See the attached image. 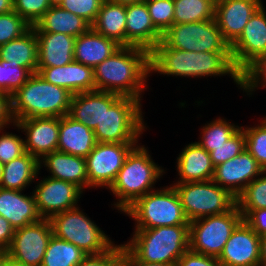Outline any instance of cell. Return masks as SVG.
Here are the masks:
<instances>
[{
  "label": "cell",
  "instance_id": "8992f818",
  "mask_svg": "<svg viewBox=\"0 0 266 266\" xmlns=\"http://www.w3.org/2000/svg\"><path fill=\"white\" fill-rule=\"evenodd\" d=\"M123 213L135 221L134 229L189 225L173 185L157 188L139 197Z\"/></svg>",
  "mask_w": 266,
  "mask_h": 266
},
{
  "label": "cell",
  "instance_id": "6f0895ef",
  "mask_svg": "<svg viewBox=\"0 0 266 266\" xmlns=\"http://www.w3.org/2000/svg\"><path fill=\"white\" fill-rule=\"evenodd\" d=\"M64 0H49L50 4L52 6H58L60 5Z\"/></svg>",
  "mask_w": 266,
  "mask_h": 266
},
{
  "label": "cell",
  "instance_id": "f546056e",
  "mask_svg": "<svg viewBox=\"0 0 266 266\" xmlns=\"http://www.w3.org/2000/svg\"><path fill=\"white\" fill-rule=\"evenodd\" d=\"M91 27L121 46H126V5L104 0Z\"/></svg>",
  "mask_w": 266,
  "mask_h": 266
},
{
  "label": "cell",
  "instance_id": "2e32d148",
  "mask_svg": "<svg viewBox=\"0 0 266 266\" xmlns=\"http://www.w3.org/2000/svg\"><path fill=\"white\" fill-rule=\"evenodd\" d=\"M18 132H25V150L38 161L45 155L57 151L59 141V118L36 117L14 121Z\"/></svg>",
  "mask_w": 266,
  "mask_h": 266
},
{
  "label": "cell",
  "instance_id": "e0dca14e",
  "mask_svg": "<svg viewBox=\"0 0 266 266\" xmlns=\"http://www.w3.org/2000/svg\"><path fill=\"white\" fill-rule=\"evenodd\" d=\"M263 172L256 159L245 149L233 159L216 166L213 181L237 198Z\"/></svg>",
  "mask_w": 266,
  "mask_h": 266
},
{
  "label": "cell",
  "instance_id": "ee69618b",
  "mask_svg": "<svg viewBox=\"0 0 266 266\" xmlns=\"http://www.w3.org/2000/svg\"><path fill=\"white\" fill-rule=\"evenodd\" d=\"M266 88V58L257 61L242 75V91L251 97L256 89Z\"/></svg>",
  "mask_w": 266,
  "mask_h": 266
},
{
  "label": "cell",
  "instance_id": "8fae6325",
  "mask_svg": "<svg viewBox=\"0 0 266 266\" xmlns=\"http://www.w3.org/2000/svg\"><path fill=\"white\" fill-rule=\"evenodd\" d=\"M167 47L195 52H231L216 19L173 24L161 40Z\"/></svg>",
  "mask_w": 266,
  "mask_h": 266
},
{
  "label": "cell",
  "instance_id": "7402d4cb",
  "mask_svg": "<svg viewBox=\"0 0 266 266\" xmlns=\"http://www.w3.org/2000/svg\"><path fill=\"white\" fill-rule=\"evenodd\" d=\"M119 97L115 93L97 90L74 94L68 116L94 131L104 115L105 107H110Z\"/></svg>",
  "mask_w": 266,
  "mask_h": 266
},
{
  "label": "cell",
  "instance_id": "7dc6e473",
  "mask_svg": "<svg viewBox=\"0 0 266 266\" xmlns=\"http://www.w3.org/2000/svg\"><path fill=\"white\" fill-rule=\"evenodd\" d=\"M243 221L259 236L266 234V208L239 209Z\"/></svg>",
  "mask_w": 266,
  "mask_h": 266
},
{
  "label": "cell",
  "instance_id": "d4e9b609",
  "mask_svg": "<svg viewBox=\"0 0 266 266\" xmlns=\"http://www.w3.org/2000/svg\"><path fill=\"white\" fill-rule=\"evenodd\" d=\"M0 215L9 221L15 230L42 219L38 213L33 193L26 195L23 191L1 187Z\"/></svg>",
  "mask_w": 266,
  "mask_h": 266
},
{
  "label": "cell",
  "instance_id": "e575fe53",
  "mask_svg": "<svg viewBox=\"0 0 266 266\" xmlns=\"http://www.w3.org/2000/svg\"><path fill=\"white\" fill-rule=\"evenodd\" d=\"M241 126L235 125L226 120L223 117H217L213 119L201 128L199 141L197 143L201 145L208 153L211 152V147H220L229 138H231Z\"/></svg>",
  "mask_w": 266,
  "mask_h": 266
},
{
  "label": "cell",
  "instance_id": "5bb4252c",
  "mask_svg": "<svg viewBox=\"0 0 266 266\" xmlns=\"http://www.w3.org/2000/svg\"><path fill=\"white\" fill-rule=\"evenodd\" d=\"M33 195L36 202L38 213L43 219L78 207L83 191L75 184L44 177L40 181L35 180Z\"/></svg>",
  "mask_w": 266,
  "mask_h": 266
},
{
  "label": "cell",
  "instance_id": "836d02e7",
  "mask_svg": "<svg viewBox=\"0 0 266 266\" xmlns=\"http://www.w3.org/2000/svg\"><path fill=\"white\" fill-rule=\"evenodd\" d=\"M173 24L205 21L215 18V5L208 0H173Z\"/></svg>",
  "mask_w": 266,
  "mask_h": 266
},
{
  "label": "cell",
  "instance_id": "ac0fdd59",
  "mask_svg": "<svg viewBox=\"0 0 266 266\" xmlns=\"http://www.w3.org/2000/svg\"><path fill=\"white\" fill-rule=\"evenodd\" d=\"M218 260L223 266H261L260 237L242 221L232 232Z\"/></svg>",
  "mask_w": 266,
  "mask_h": 266
},
{
  "label": "cell",
  "instance_id": "7bdbcfd3",
  "mask_svg": "<svg viewBox=\"0 0 266 266\" xmlns=\"http://www.w3.org/2000/svg\"><path fill=\"white\" fill-rule=\"evenodd\" d=\"M51 6L49 0H13L14 11L31 26H34Z\"/></svg>",
  "mask_w": 266,
  "mask_h": 266
},
{
  "label": "cell",
  "instance_id": "f907efd6",
  "mask_svg": "<svg viewBox=\"0 0 266 266\" xmlns=\"http://www.w3.org/2000/svg\"><path fill=\"white\" fill-rule=\"evenodd\" d=\"M120 262L124 266H177L176 264L150 263L139 261L123 244Z\"/></svg>",
  "mask_w": 266,
  "mask_h": 266
},
{
  "label": "cell",
  "instance_id": "c3c4849f",
  "mask_svg": "<svg viewBox=\"0 0 266 266\" xmlns=\"http://www.w3.org/2000/svg\"><path fill=\"white\" fill-rule=\"evenodd\" d=\"M177 266H223L217 257L196 253L188 249L177 261Z\"/></svg>",
  "mask_w": 266,
  "mask_h": 266
},
{
  "label": "cell",
  "instance_id": "816d5d0a",
  "mask_svg": "<svg viewBox=\"0 0 266 266\" xmlns=\"http://www.w3.org/2000/svg\"><path fill=\"white\" fill-rule=\"evenodd\" d=\"M14 123L11 116L10 97L0 92V129Z\"/></svg>",
  "mask_w": 266,
  "mask_h": 266
},
{
  "label": "cell",
  "instance_id": "f35d334b",
  "mask_svg": "<svg viewBox=\"0 0 266 266\" xmlns=\"http://www.w3.org/2000/svg\"><path fill=\"white\" fill-rule=\"evenodd\" d=\"M246 149L242 127L220 147H211L210 157L214 167L238 156Z\"/></svg>",
  "mask_w": 266,
  "mask_h": 266
},
{
  "label": "cell",
  "instance_id": "3957f363",
  "mask_svg": "<svg viewBox=\"0 0 266 266\" xmlns=\"http://www.w3.org/2000/svg\"><path fill=\"white\" fill-rule=\"evenodd\" d=\"M140 144L142 143L137 144L127 155L114 182L108 188L117 198V202L114 201L111 205L121 213L139 197L155 190V183L166 174L164 167L154 162L149 148Z\"/></svg>",
  "mask_w": 266,
  "mask_h": 266
},
{
  "label": "cell",
  "instance_id": "ffe728a7",
  "mask_svg": "<svg viewBox=\"0 0 266 266\" xmlns=\"http://www.w3.org/2000/svg\"><path fill=\"white\" fill-rule=\"evenodd\" d=\"M37 73L47 82L63 87L70 93L95 91L94 69L79 62L56 67H37Z\"/></svg>",
  "mask_w": 266,
  "mask_h": 266
},
{
  "label": "cell",
  "instance_id": "f6af8a7d",
  "mask_svg": "<svg viewBox=\"0 0 266 266\" xmlns=\"http://www.w3.org/2000/svg\"><path fill=\"white\" fill-rule=\"evenodd\" d=\"M104 0H64L60 6L67 11H70L92 25L101 8Z\"/></svg>",
  "mask_w": 266,
  "mask_h": 266
},
{
  "label": "cell",
  "instance_id": "6da1fadb",
  "mask_svg": "<svg viewBox=\"0 0 266 266\" xmlns=\"http://www.w3.org/2000/svg\"><path fill=\"white\" fill-rule=\"evenodd\" d=\"M150 76L152 73L193 78L231 76L242 90V74L236 69L231 52H195L167 47L160 41L149 52Z\"/></svg>",
  "mask_w": 266,
  "mask_h": 266
},
{
  "label": "cell",
  "instance_id": "52a82bcc",
  "mask_svg": "<svg viewBox=\"0 0 266 266\" xmlns=\"http://www.w3.org/2000/svg\"><path fill=\"white\" fill-rule=\"evenodd\" d=\"M141 108L140 100L127 96H120L110 107H105L104 115L94 130L96 141L140 143V137L148 127Z\"/></svg>",
  "mask_w": 266,
  "mask_h": 266
},
{
  "label": "cell",
  "instance_id": "83f0119b",
  "mask_svg": "<svg viewBox=\"0 0 266 266\" xmlns=\"http://www.w3.org/2000/svg\"><path fill=\"white\" fill-rule=\"evenodd\" d=\"M94 131L68 115L59 118L57 151L86 158L96 146Z\"/></svg>",
  "mask_w": 266,
  "mask_h": 266
},
{
  "label": "cell",
  "instance_id": "d6a6232c",
  "mask_svg": "<svg viewBox=\"0 0 266 266\" xmlns=\"http://www.w3.org/2000/svg\"><path fill=\"white\" fill-rule=\"evenodd\" d=\"M86 256L72 243L52 236L41 266H76Z\"/></svg>",
  "mask_w": 266,
  "mask_h": 266
},
{
  "label": "cell",
  "instance_id": "4dcf8cb0",
  "mask_svg": "<svg viewBox=\"0 0 266 266\" xmlns=\"http://www.w3.org/2000/svg\"><path fill=\"white\" fill-rule=\"evenodd\" d=\"M0 59L20 64L32 74L37 73L38 40L35 29L31 27L22 36L0 46Z\"/></svg>",
  "mask_w": 266,
  "mask_h": 266
},
{
  "label": "cell",
  "instance_id": "bcb514c9",
  "mask_svg": "<svg viewBox=\"0 0 266 266\" xmlns=\"http://www.w3.org/2000/svg\"><path fill=\"white\" fill-rule=\"evenodd\" d=\"M122 244L114 245L109 251L98 255H87L76 266H116L121 260Z\"/></svg>",
  "mask_w": 266,
  "mask_h": 266
},
{
  "label": "cell",
  "instance_id": "ba28073f",
  "mask_svg": "<svg viewBox=\"0 0 266 266\" xmlns=\"http://www.w3.org/2000/svg\"><path fill=\"white\" fill-rule=\"evenodd\" d=\"M80 207L57 213L49 218L52 235L80 248L86 255L109 251L115 243ZM86 214V215H85Z\"/></svg>",
  "mask_w": 266,
  "mask_h": 266
},
{
  "label": "cell",
  "instance_id": "60d3db41",
  "mask_svg": "<svg viewBox=\"0 0 266 266\" xmlns=\"http://www.w3.org/2000/svg\"><path fill=\"white\" fill-rule=\"evenodd\" d=\"M31 27L14 10L6 14H0V46L22 36Z\"/></svg>",
  "mask_w": 266,
  "mask_h": 266
},
{
  "label": "cell",
  "instance_id": "30bf717a",
  "mask_svg": "<svg viewBox=\"0 0 266 266\" xmlns=\"http://www.w3.org/2000/svg\"><path fill=\"white\" fill-rule=\"evenodd\" d=\"M242 221L243 216L236 205L223 214L189 222V249L218 258L232 232Z\"/></svg>",
  "mask_w": 266,
  "mask_h": 266
},
{
  "label": "cell",
  "instance_id": "94428289",
  "mask_svg": "<svg viewBox=\"0 0 266 266\" xmlns=\"http://www.w3.org/2000/svg\"><path fill=\"white\" fill-rule=\"evenodd\" d=\"M150 1H157V0H143V2H150Z\"/></svg>",
  "mask_w": 266,
  "mask_h": 266
},
{
  "label": "cell",
  "instance_id": "5b68a950",
  "mask_svg": "<svg viewBox=\"0 0 266 266\" xmlns=\"http://www.w3.org/2000/svg\"><path fill=\"white\" fill-rule=\"evenodd\" d=\"M189 225L134 229L123 245L142 262L177 264L189 249Z\"/></svg>",
  "mask_w": 266,
  "mask_h": 266
},
{
  "label": "cell",
  "instance_id": "8d00e7d4",
  "mask_svg": "<svg viewBox=\"0 0 266 266\" xmlns=\"http://www.w3.org/2000/svg\"><path fill=\"white\" fill-rule=\"evenodd\" d=\"M246 138V149L266 171V116L253 126H241Z\"/></svg>",
  "mask_w": 266,
  "mask_h": 266
},
{
  "label": "cell",
  "instance_id": "ab89813d",
  "mask_svg": "<svg viewBox=\"0 0 266 266\" xmlns=\"http://www.w3.org/2000/svg\"><path fill=\"white\" fill-rule=\"evenodd\" d=\"M155 28L163 35L172 25L174 19V1L157 0L146 2Z\"/></svg>",
  "mask_w": 266,
  "mask_h": 266
},
{
  "label": "cell",
  "instance_id": "be15d7a7",
  "mask_svg": "<svg viewBox=\"0 0 266 266\" xmlns=\"http://www.w3.org/2000/svg\"><path fill=\"white\" fill-rule=\"evenodd\" d=\"M3 253H4V252L0 250V258H1V256L3 255Z\"/></svg>",
  "mask_w": 266,
  "mask_h": 266
},
{
  "label": "cell",
  "instance_id": "680465c9",
  "mask_svg": "<svg viewBox=\"0 0 266 266\" xmlns=\"http://www.w3.org/2000/svg\"><path fill=\"white\" fill-rule=\"evenodd\" d=\"M3 167H4V164L0 162V183H1L2 175H3Z\"/></svg>",
  "mask_w": 266,
  "mask_h": 266
},
{
  "label": "cell",
  "instance_id": "f1b7e54d",
  "mask_svg": "<svg viewBox=\"0 0 266 266\" xmlns=\"http://www.w3.org/2000/svg\"><path fill=\"white\" fill-rule=\"evenodd\" d=\"M32 27L35 32L63 33L77 38L85 33L91 25L82 17L64 10L58 5L51 6Z\"/></svg>",
  "mask_w": 266,
  "mask_h": 266
},
{
  "label": "cell",
  "instance_id": "277c9868",
  "mask_svg": "<svg viewBox=\"0 0 266 266\" xmlns=\"http://www.w3.org/2000/svg\"><path fill=\"white\" fill-rule=\"evenodd\" d=\"M72 93L45 81L33 73L25 84L10 97L13 121L36 117L68 115Z\"/></svg>",
  "mask_w": 266,
  "mask_h": 266
},
{
  "label": "cell",
  "instance_id": "7a4b0ae2",
  "mask_svg": "<svg viewBox=\"0 0 266 266\" xmlns=\"http://www.w3.org/2000/svg\"><path fill=\"white\" fill-rule=\"evenodd\" d=\"M150 77L149 51L122 46L94 68L97 91L115 93L142 101ZM145 90V91H144Z\"/></svg>",
  "mask_w": 266,
  "mask_h": 266
},
{
  "label": "cell",
  "instance_id": "603a6c76",
  "mask_svg": "<svg viewBox=\"0 0 266 266\" xmlns=\"http://www.w3.org/2000/svg\"><path fill=\"white\" fill-rule=\"evenodd\" d=\"M178 180L173 183L213 180L215 167L208 153L196 141L186 144L176 159Z\"/></svg>",
  "mask_w": 266,
  "mask_h": 266
},
{
  "label": "cell",
  "instance_id": "9a60e30c",
  "mask_svg": "<svg viewBox=\"0 0 266 266\" xmlns=\"http://www.w3.org/2000/svg\"><path fill=\"white\" fill-rule=\"evenodd\" d=\"M49 219L16 229L10 247L5 252L26 266H41L52 237Z\"/></svg>",
  "mask_w": 266,
  "mask_h": 266
},
{
  "label": "cell",
  "instance_id": "484cf974",
  "mask_svg": "<svg viewBox=\"0 0 266 266\" xmlns=\"http://www.w3.org/2000/svg\"><path fill=\"white\" fill-rule=\"evenodd\" d=\"M121 47L115 40L101 35L90 27L75 39L74 61L94 69Z\"/></svg>",
  "mask_w": 266,
  "mask_h": 266
},
{
  "label": "cell",
  "instance_id": "db71d44e",
  "mask_svg": "<svg viewBox=\"0 0 266 266\" xmlns=\"http://www.w3.org/2000/svg\"><path fill=\"white\" fill-rule=\"evenodd\" d=\"M261 266H266V234L260 237Z\"/></svg>",
  "mask_w": 266,
  "mask_h": 266
},
{
  "label": "cell",
  "instance_id": "1f68e13d",
  "mask_svg": "<svg viewBox=\"0 0 266 266\" xmlns=\"http://www.w3.org/2000/svg\"><path fill=\"white\" fill-rule=\"evenodd\" d=\"M39 173V161L26 152L4 164L0 187L24 191L32 182L34 183L35 179H38Z\"/></svg>",
  "mask_w": 266,
  "mask_h": 266
},
{
  "label": "cell",
  "instance_id": "d6986e66",
  "mask_svg": "<svg viewBox=\"0 0 266 266\" xmlns=\"http://www.w3.org/2000/svg\"><path fill=\"white\" fill-rule=\"evenodd\" d=\"M263 0H220L215 5V19L225 40L231 46L242 34Z\"/></svg>",
  "mask_w": 266,
  "mask_h": 266
},
{
  "label": "cell",
  "instance_id": "681fc988",
  "mask_svg": "<svg viewBox=\"0 0 266 266\" xmlns=\"http://www.w3.org/2000/svg\"><path fill=\"white\" fill-rule=\"evenodd\" d=\"M15 229L0 215V250L6 252L11 245Z\"/></svg>",
  "mask_w": 266,
  "mask_h": 266
},
{
  "label": "cell",
  "instance_id": "d590c367",
  "mask_svg": "<svg viewBox=\"0 0 266 266\" xmlns=\"http://www.w3.org/2000/svg\"><path fill=\"white\" fill-rule=\"evenodd\" d=\"M31 75L32 73L20 64L0 59V92L11 97Z\"/></svg>",
  "mask_w": 266,
  "mask_h": 266
},
{
  "label": "cell",
  "instance_id": "44dd1931",
  "mask_svg": "<svg viewBox=\"0 0 266 266\" xmlns=\"http://www.w3.org/2000/svg\"><path fill=\"white\" fill-rule=\"evenodd\" d=\"M162 40L155 28L146 2L126 5V46H137L149 52Z\"/></svg>",
  "mask_w": 266,
  "mask_h": 266
},
{
  "label": "cell",
  "instance_id": "9c48e42d",
  "mask_svg": "<svg viewBox=\"0 0 266 266\" xmlns=\"http://www.w3.org/2000/svg\"><path fill=\"white\" fill-rule=\"evenodd\" d=\"M189 222L199 218L223 214L237 205V198L213 180L172 183Z\"/></svg>",
  "mask_w": 266,
  "mask_h": 266
},
{
  "label": "cell",
  "instance_id": "4316f807",
  "mask_svg": "<svg viewBox=\"0 0 266 266\" xmlns=\"http://www.w3.org/2000/svg\"><path fill=\"white\" fill-rule=\"evenodd\" d=\"M38 40V66L56 67L74 61L75 37L63 33L35 32Z\"/></svg>",
  "mask_w": 266,
  "mask_h": 266
},
{
  "label": "cell",
  "instance_id": "9f6ffc18",
  "mask_svg": "<svg viewBox=\"0 0 266 266\" xmlns=\"http://www.w3.org/2000/svg\"><path fill=\"white\" fill-rule=\"evenodd\" d=\"M109 1L121 3L124 5L143 2V0H109Z\"/></svg>",
  "mask_w": 266,
  "mask_h": 266
},
{
  "label": "cell",
  "instance_id": "4fadbf2b",
  "mask_svg": "<svg viewBox=\"0 0 266 266\" xmlns=\"http://www.w3.org/2000/svg\"><path fill=\"white\" fill-rule=\"evenodd\" d=\"M232 60L243 75L266 58V10L262 5L249 19L240 37L231 45Z\"/></svg>",
  "mask_w": 266,
  "mask_h": 266
},
{
  "label": "cell",
  "instance_id": "7c38bea8",
  "mask_svg": "<svg viewBox=\"0 0 266 266\" xmlns=\"http://www.w3.org/2000/svg\"><path fill=\"white\" fill-rule=\"evenodd\" d=\"M139 143H100L86 159L88 188L108 189L122 168L127 155Z\"/></svg>",
  "mask_w": 266,
  "mask_h": 266
},
{
  "label": "cell",
  "instance_id": "cb8c5ba5",
  "mask_svg": "<svg viewBox=\"0 0 266 266\" xmlns=\"http://www.w3.org/2000/svg\"><path fill=\"white\" fill-rule=\"evenodd\" d=\"M45 167L48 177L77 185L83 192L88 189L86 159L68 153L54 151L39 160V170Z\"/></svg>",
  "mask_w": 266,
  "mask_h": 266
},
{
  "label": "cell",
  "instance_id": "11a10c76",
  "mask_svg": "<svg viewBox=\"0 0 266 266\" xmlns=\"http://www.w3.org/2000/svg\"><path fill=\"white\" fill-rule=\"evenodd\" d=\"M13 10V0H0V14H6Z\"/></svg>",
  "mask_w": 266,
  "mask_h": 266
},
{
  "label": "cell",
  "instance_id": "f5cc1de1",
  "mask_svg": "<svg viewBox=\"0 0 266 266\" xmlns=\"http://www.w3.org/2000/svg\"><path fill=\"white\" fill-rule=\"evenodd\" d=\"M0 266H26V265L13 259L4 252L0 258Z\"/></svg>",
  "mask_w": 266,
  "mask_h": 266
},
{
  "label": "cell",
  "instance_id": "6125c7cd",
  "mask_svg": "<svg viewBox=\"0 0 266 266\" xmlns=\"http://www.w3.org/2000/svg\"><path fill=\"white\" fill-rule=\"evenodd\" d=\"M116 266H124L121 262H119Z\"/></svg>",
  "mask_w": 266,
  "mask_h": 266
},
{
  "label": "cell",
  "instance_id": "b9f144b4",
  "mask_svg": "<svg viewBox=\"0 0 266 266\" xmlns=\"http://www.w3.org/2000/svg\"><path fill=\"white\" fill-rule=\"evenodd\" d=\"M5 128L9 129L10 126L0 129V134H2L0 135V162L2 164H6L26 153L24 138L15 133L6 132Z\"/></svg>",
  "mask_w": 266,
  "mask_h": 266
},
{
  "label": "cell",
  "instance_id": "91938a15",
  "mask_svg": "<svg viewBox=\"0 0 266 266\" xmlns=\"http://www.w3.org/2000/svg\"><path fill=\"white\" fill-rule=\"evenodd\" d=\"M210 2H212L214 5H216L220 0H208Z\"/></svg>",
  "mask_w": 266,
  "mask_h": 266
},
{
  "label": "cell",
  "instance_id": "74e56055",
  "mask_svg": "<svg viewBox=\"0 0 266 266\" xmlns=\"http://www.w3.org/2000/svg\"><path fill=\"white\" fill-rule=\"evenodd\" d=\"M239 209L266 208V171L248 184L237 197Z\"/></svg>",
  "mask_w": 266,
  "mask_h": 266
}]
</instances>
